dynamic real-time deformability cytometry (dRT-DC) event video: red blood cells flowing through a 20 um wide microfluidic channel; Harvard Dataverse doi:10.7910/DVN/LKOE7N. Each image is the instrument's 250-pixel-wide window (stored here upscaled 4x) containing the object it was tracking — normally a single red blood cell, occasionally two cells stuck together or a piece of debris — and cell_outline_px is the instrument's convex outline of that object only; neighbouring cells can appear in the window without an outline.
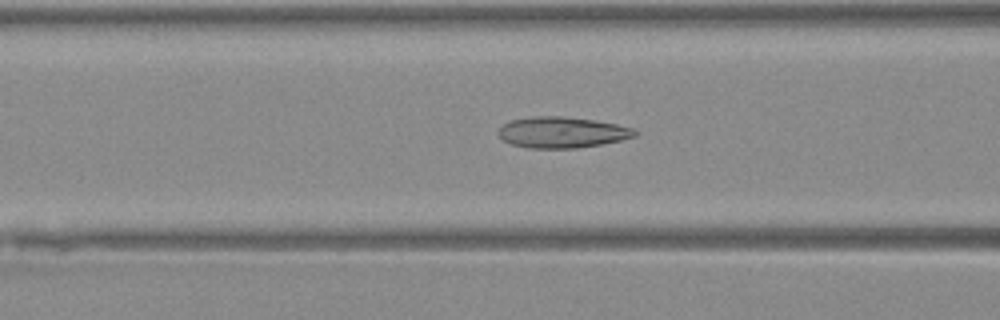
{"species": "Egyptian fruit bat (a non-hibernating species)", "species_latin": "Rousettus aegyptiacus", "temperature_condition": "warm", "stored_images_in_passage": 41, "camera_frame_rate_fps": 3000, "um_per_image_px": 0.085, "animal": {"sex": "female"}, "frame": {"image": 1, "passage_image": 12, "time_ms": 3.667, "image_size_px": [1000, 320], "cell_outline_px": [[640, 132], [636, 136], [620, 140], [600, 144], [576, 148], [528, 148], [512, 144], [504, 140], [496, 132], [504, 124], [512, 120], [532, 116], [564, 116], [592, 120], [616, 124], [632, 128]], "centroid_in_image_um": [47.77, 11.25], "position_along_channel_um": 118.8, "area_um2": 24.51}}
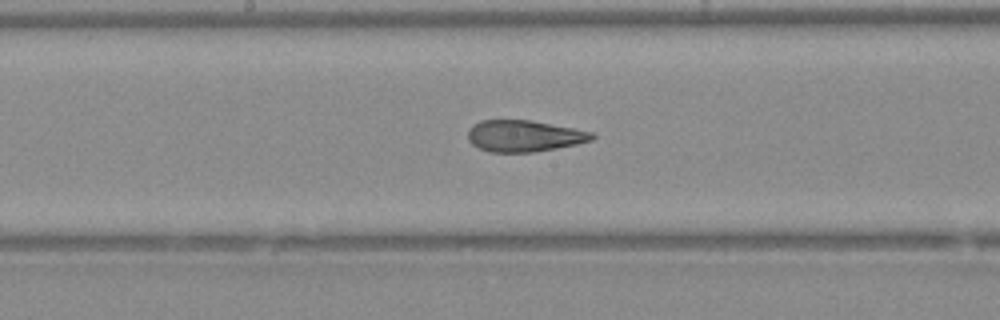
{"frame": {"image": 2, "passage_image": 18, "time_ms": 5.667, "image_size_px": [1000, 320], "cell_outline_px": [[596, 136], [592, 140], [576, 144], [556, 148], [532, 152], [488, 152], [472, 144], [468, 140], [468, 128], [472, 124], [480, 120], [532, 120], [592, 132]], "centroid_in_image_um": [44.51, 11.55], "position_along_channel_um": 203.7, "area_um2": 22.77}}
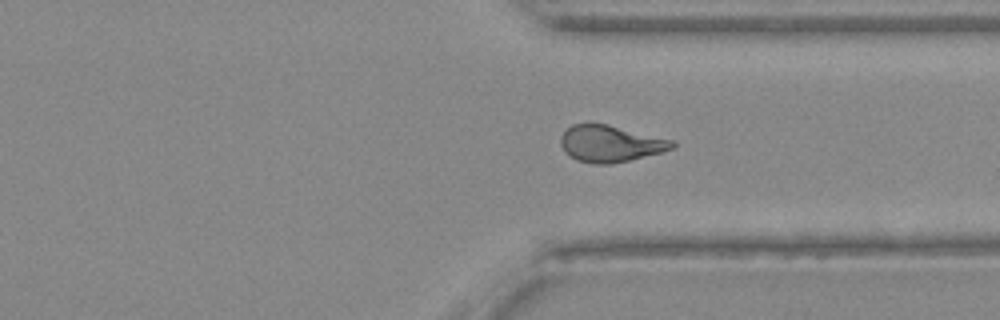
{"frame": {"image": 3, "passage_image": 29, "time_ms": 9.333, "image_size_px": [1000, 320], "cell_outline_px": [[676, 144], [672, 148], [660, 152], [628, 160], [608, 164], [592, 164], [576, 160], [564, 152], [560, 144], [560, 136], [572, 124], [608, 124], [672, 140]], "centroid_in_image_um": [51.82, 12.21], "position_along_channel_um": 359.6, "area_um2": 23.52}}